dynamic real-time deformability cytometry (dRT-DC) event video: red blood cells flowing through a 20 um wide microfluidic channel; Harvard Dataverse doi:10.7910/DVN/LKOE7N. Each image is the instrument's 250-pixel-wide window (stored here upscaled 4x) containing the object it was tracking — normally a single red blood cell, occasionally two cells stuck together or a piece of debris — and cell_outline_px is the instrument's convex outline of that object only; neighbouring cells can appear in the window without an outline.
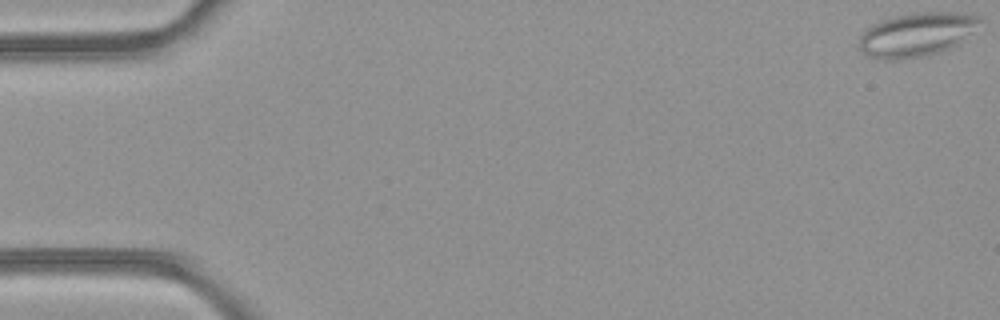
{"species": "common noctule bat (a hibernating species)", "species_latin": "Nyctalus noctula", "temperature_condition": "room temperature", "stored_images_in_passage": 50, "camera_frame_rate_fps": 3000, "um_per_image_px": 0.085, "animal": {"sex": "female", "body_mass_g": 21.9}, "frame": {"image": 1, "passage_image": 1, "time_ms": 0.0, "image_size_px": [1000, 320], "cell_outline_px": [[984, 20], [960, 44], [940, 52], [924, 56], [896, 60], [888, 60], [872, 56], [864, 52], [860, 48], [860, 36], [872, 24], [880, 20], [896, 16], [920, 12], [956, 12], [984, 16]], "centroid_in_image_um": [78.0, 2.92], "position_along_channel_um": 7.0, "area_um2": 30.87}}
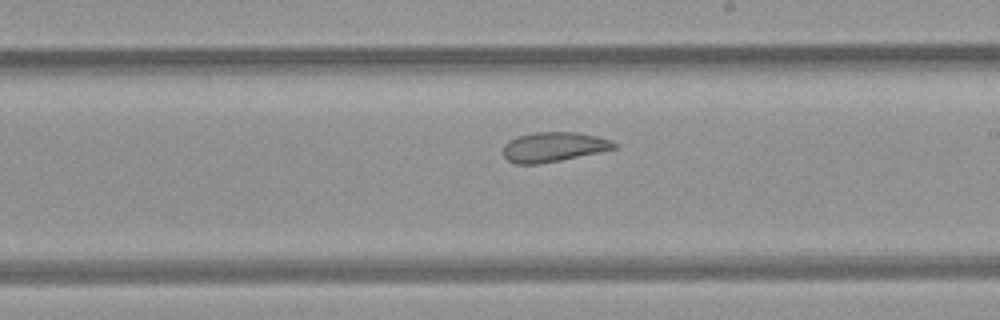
{"frame": {"image": 2, "passage_image": 29, "time_ms": 9.333, "image_size_px": [1000, 320], "cell_outline_px": [[616, 148], [560, 160], [540, 164], [516, 164], [508, 160], [504, 156], [504, 144], [508, 140], [516, 136], [536, 132], [576, 132], [596, 136], [608, 140], [616, 144]], "centroid_in_image_um": [46.99, 12.49], "position_along_channel_um": 242.0, "area_um2": 18.96}}
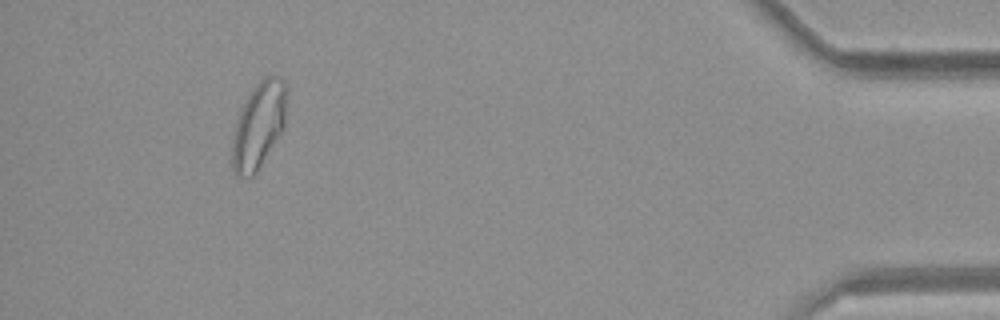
{"frame": {"image": 3, "passage_image": 46, "time_ms": 15.0, "image_size_px": [1000, 320], "cell_outline_px": [[288, 88], [284, 128], [256, 172], [252, 176], [236, 176], [232, 172], [228, 160], [236, 120], [252, 88], [264, 76], [280, 76], [288, 84]], "centroid_in_image_um": [21.97, 10.66], "position_along_channel_um": 413.2, "area_um2": 28.03}, "authors_computed_cell_mechanics": {"area_um2": 25.3742, "velocity_mm_per_s": 4.2436, "shape_relaxation_time_tau1_ms": null, "shape_relaxation_time_tau2_ms": 2.55, "deformation_change_tau1": null, "deformation_change_tau2": 0.102}}